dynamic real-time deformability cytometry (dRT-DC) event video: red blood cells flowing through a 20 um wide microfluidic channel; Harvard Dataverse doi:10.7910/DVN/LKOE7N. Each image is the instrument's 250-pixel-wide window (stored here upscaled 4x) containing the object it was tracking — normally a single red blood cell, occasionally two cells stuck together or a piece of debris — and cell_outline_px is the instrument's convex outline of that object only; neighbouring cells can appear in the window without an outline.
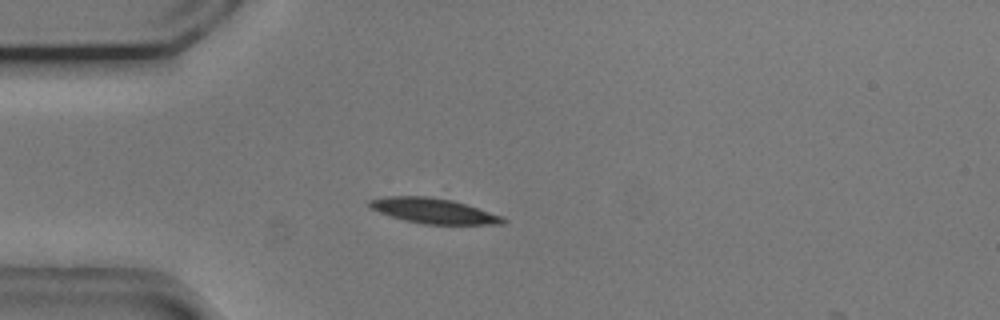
{"species": "common noctule bat (a hibernating species)", "species_latin": "Nyctalus noctula", "temperature_condition": "cold", "stored_images_in_passage": 39, "camera_frame_rate_fps": 3000, "um_per_image_px": 0.085, "animal": {"sex": "male", "body_mass_g": 20.5, "forearm_length_mm": 52.5}, "frame": {"image": 1, "passage_image": 1, "time_ms": 0.0, "image_size_px": [1000, 320], "cell_outline_px": [[508, 220], [504, 224], [424, 224], [404, 220], [380, 212], [372, 208], [368, 204], [368, 200], [388, 196], [428, 196], [452, 200], [504, 216]], "centroid_in_image_um": [36.89, 17.92], "position_along_channel_um": 48.1, "area_um2": 19.48}}
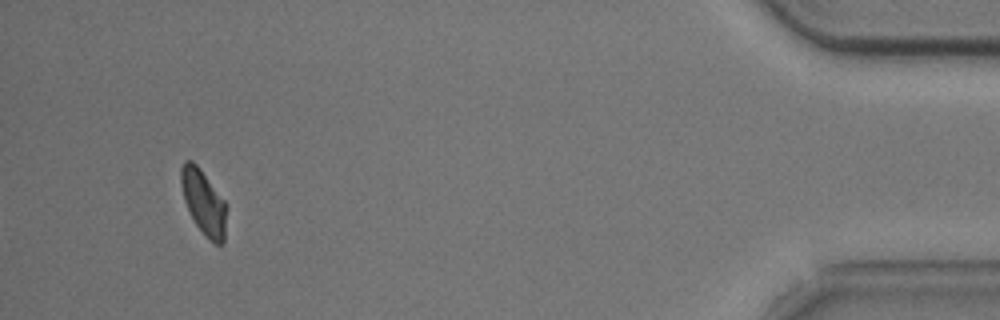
{"frame": {"image": 2, "passage_image": 38, "time_ms": 12.333, "image_size_px": [1000, 320], "cell_outline_px": [[228, 208], [224, 240], [220, 244], [216, 244], [196, 224], [184, 200], [180, 180], [180, 168], [184, 160], [192, 160], [200, 168], [224, 200]], "centroid_in_image_um": [17.31, 17.13], "position_along_channel_um": 417.9, "area_um2": 16.94}}